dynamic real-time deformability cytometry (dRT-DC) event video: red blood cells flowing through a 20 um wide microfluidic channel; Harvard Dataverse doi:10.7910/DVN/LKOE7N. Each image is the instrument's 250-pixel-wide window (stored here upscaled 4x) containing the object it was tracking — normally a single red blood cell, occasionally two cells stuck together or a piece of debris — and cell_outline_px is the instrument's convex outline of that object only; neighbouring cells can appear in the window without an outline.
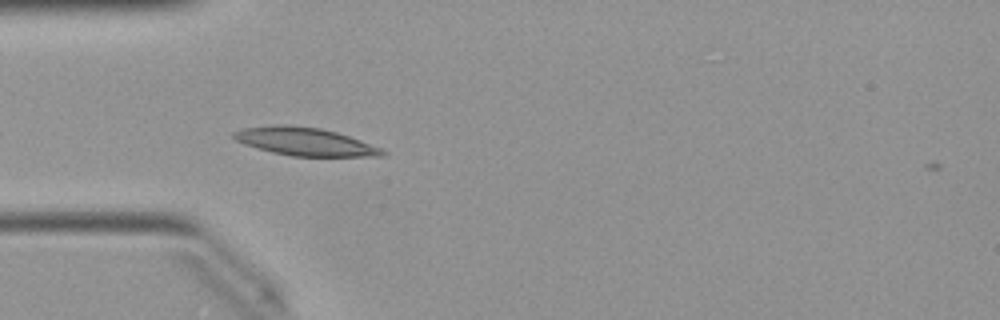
{"species": "Egyptian fruit bat (a non-hibernating species)", "species_latin": "Rousettus aegyptiacus", "temperature_condition": "warm", "stored_images_in_passage": 4, "camera_frame_rate_fps": 3000, "um_per_image_px": 0.085, "animal": {"sex": "female"}, "frame": {"image": 1, "passage_image": 3, "time_ms": 0.667, "image_size_px": [1000, 320], "cell_outline_px": [[388, 152], [384, 156], [292, 156], [272, 152], [244, 144], [236, 140], [232, 136], [232, 132], [244, 128], [276, 124], [288, 124], [320, 128], [336, 132], [360, 140], [380, 148]], "centroid_in_image_um": [25.9, 12.03], "position_along_channel_um": 59.1, "area_um2": 24.16}}